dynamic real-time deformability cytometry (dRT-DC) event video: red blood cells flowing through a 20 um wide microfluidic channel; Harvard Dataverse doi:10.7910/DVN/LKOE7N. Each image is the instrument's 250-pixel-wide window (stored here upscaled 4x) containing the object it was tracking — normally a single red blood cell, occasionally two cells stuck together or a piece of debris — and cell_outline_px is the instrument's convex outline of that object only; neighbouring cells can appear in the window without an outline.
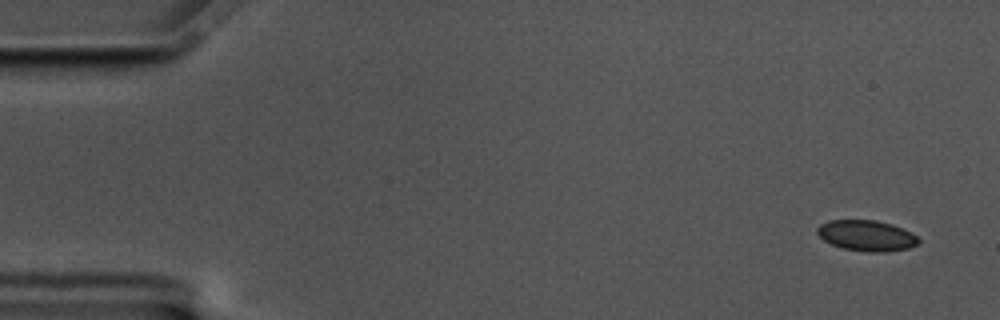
{"species": "common noctule bat (a hibernating species)", "species_latin": "Nyctalus noctula", "temperature_condition": "cold", "stored_images_in_passage": 56, "camera_frame_rate_fps": 3000, "um_per_image_px": 0.085, "animal": {"sex": "male", "body_mass_g": 17.5, "forearm_length_mm": 52.3}, "frame": {"image": 1, "passage_image": 1, "time_ms": 0.0, "image_size_px": [1000, 320], "cell_outline_px": [[920, 244], [908, 248], [888, 252], [868, 252], [844, 248], [832, 244], [824, 240], [816, 232], [816, 228], [820, 224], [828, 220], [876, 220], [892, 224], [912, 232], [920, 240]], "centroid_in_image_um": [73.68, 20.02], "position_along_channel_um": 11.3, "area_um2": 18.26}}
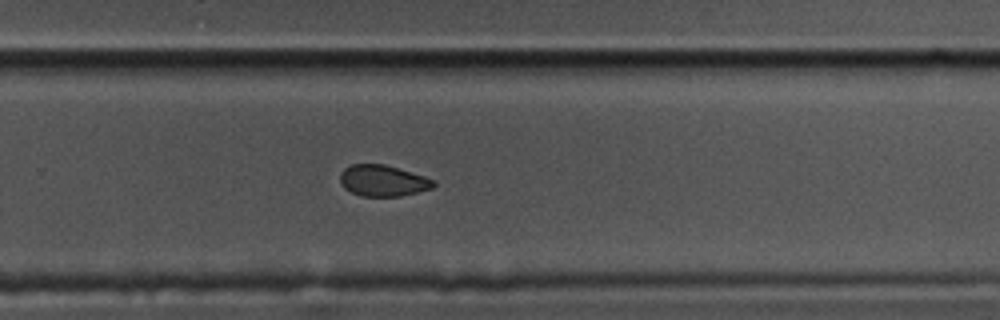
{"frame": {"image": 2, "passage_image": 36, "time_ms": 11.667, "image_size_px": [1000, 320], "cell_outline_px": [[436, 184], [432, 188], [400, 196], [360, 196], [344, 188], [340, 184], [340, 172], [344, 168], [352, 164], [384, 164], [424, 176], [436, 180]], "centroid_in_image_um": [32.53, 15.35], "position_along_channel_um": 297.3, "area_um2": 16.99}}
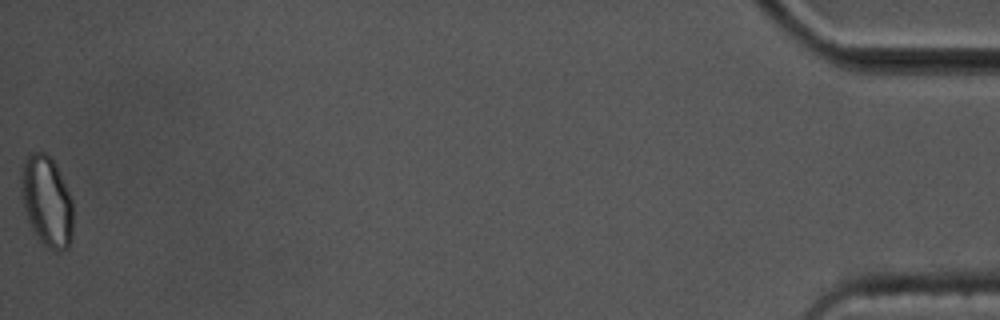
{"frame": {"image": 3, "passage_image": 56, "time_ms": 18.333, "image_size_px": [1000, 320], "cell_outline_px": [[72, 240], [68, 248], [56, 252], [44, 244], [40, 240], [32, 228], [28, 220], [20, 188], [20, 168], [28, 152], [44, 152], [56, 164], [72, 200]], "centroid_in_image_um": [3.96, 17.08], "position_along_channel_um": 431.2, "area_um2": 27.46}, "authors_computed_cell_mechanics": {"area_um2": 18.4671, "velocity_mm_per_s": 3.4868, "shape_relaxation_time_tau1_ms": null, "shape_relaxation_time_tau2_ms": 2.4761, "deformation_change_tau1": null, "deformation_change_tau2": 0.0582}}